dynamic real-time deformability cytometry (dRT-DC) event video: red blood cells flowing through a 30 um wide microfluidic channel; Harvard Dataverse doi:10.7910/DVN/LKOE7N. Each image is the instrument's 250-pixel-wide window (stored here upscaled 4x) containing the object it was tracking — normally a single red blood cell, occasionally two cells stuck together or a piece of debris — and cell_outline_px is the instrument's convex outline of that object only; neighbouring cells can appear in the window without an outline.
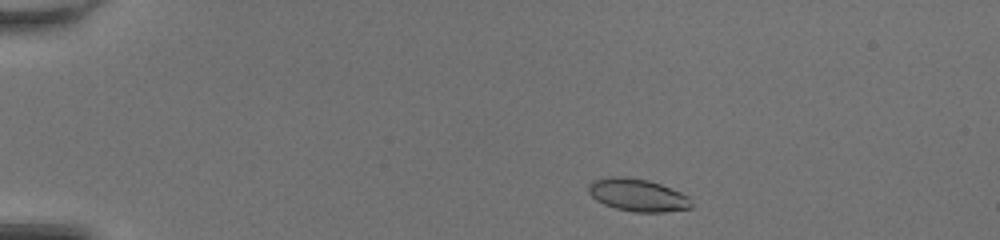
{"species": "common noctule bat (a hibernating species)", "species_latin": "Nyctalus noctula", "temperature_condition": "room temperature", "stored_images_in_passage": 43, "camera_frame_rate_fps": 3000, "um_per_image_px": 0.085, "animal": {"sex": "female", "body_mass_g": 20.0, "forearm_length_mm": 54.0}, "frame": {"image": 1, "passage_image": 3, "time_ms": 0.667, "image_size_px": [1000, 240], "cell_outline_px": [[692, 208], [664, 212], [636, 212], [616, 208], [604, 204], [596, 200], [588, 192], [588, 184], [592, 180], [608, 176], [616, 176], [648, 180], [660, 184], [680, 192], [688, 196], [692, 204]], "centroid_in_image_um": [54.18, 16.58], "position_along_channel_um": 30.8, "area_um2": 19.48}}
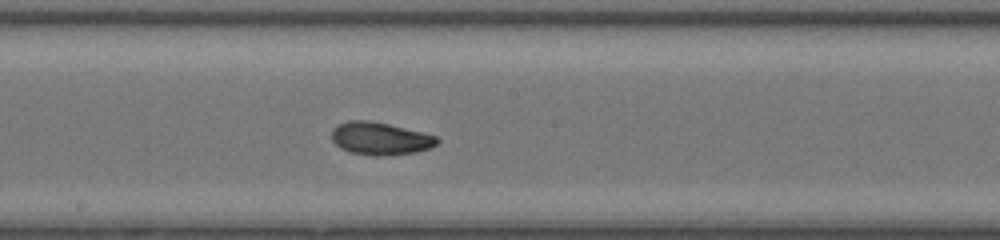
{"frame": {"image": 2, "passage_image": 22, "time_ms": 7.0, "image_size_px": [1000, 240], "cell_outline_px": [[440, 140], [436, 144], [428, 148], [416, 152], [388, 156], [376, 156], [352, 152], [340, 148], [332, 140], [332, 128], [336, 124], [348, 120], [368, 120], [388, 124], [436, 136]], "centroid_in_image_um": [32.28, 11.77], "position_along_channel_um": 215.9, "area_um2": 20.0}}
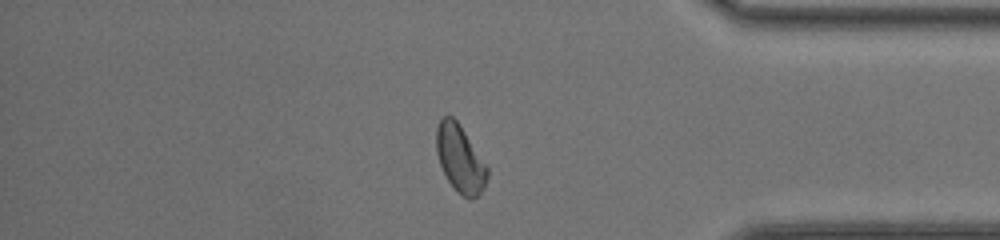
{"frame": {"image": 3, "passage_image": 36, "time_ms": 11.667, "image_size_px": [1000, 240], "cell_outline_px": [[488, 176], [484, 188], [480, 196], [472, 200], [468, 200], [456, 192], [448, 180], [440, 164], [436, 152], [436, 128], [440, 120], [444, 116], [452, 116], [460, 124], [488, 168]], "centroid_in_image_um": [39.12, 13.54], "position_along_channel_um": 396.1, "area_um2": 20.11}, "authors_computed_cell_mechanics": {"area_um2": 19.8254, "velocity_mm_per_s": 4.2564, "shape_relaxation_time_tau1_ms": 4.3279, "shape_relaxation_time_tau2_ms": 2.7997, "deformation_change_tau1": 0.1465, "deformation_change_tau2": 0.0651}}